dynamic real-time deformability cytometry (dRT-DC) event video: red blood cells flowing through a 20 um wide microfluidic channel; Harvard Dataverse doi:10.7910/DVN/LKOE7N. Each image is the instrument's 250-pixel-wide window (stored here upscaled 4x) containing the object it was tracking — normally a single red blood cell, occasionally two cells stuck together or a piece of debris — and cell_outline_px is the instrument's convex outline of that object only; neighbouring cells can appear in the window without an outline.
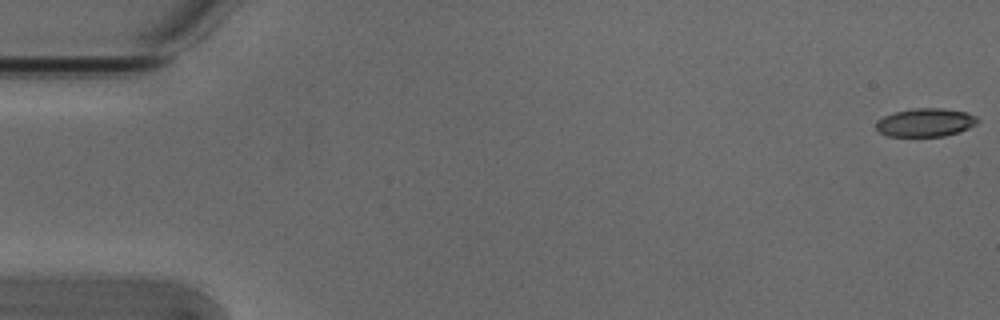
{"species": "Egyptian fruit bat (a non-hibernating species)", "species_latin": "Rousettus aegyptiacus", "temperature_condition": "cold", "stored_images_in_passage": 54, "camera_frame_rate_fps": 3000, "um_per_image_px": 0.085, "animal": {"sex": "male"}, "frame": {"image": 1, "passage_image": 1, "time_ms": 0.0, "image_size_px": [1000, 320], "cell_outline_px": [[980, 120], [976, 124], [960, 132], [944, 136], [888, 136], [880, 132], [876, 128], [876, 120], [884, 116], [896, 112], [912, 108], [944, 108], [964, 112], [976, 116]], "centroid_in_image_um": [78.67, 10.41], "position_along_channel_um": 6.3, "area_um2": 16.76}}
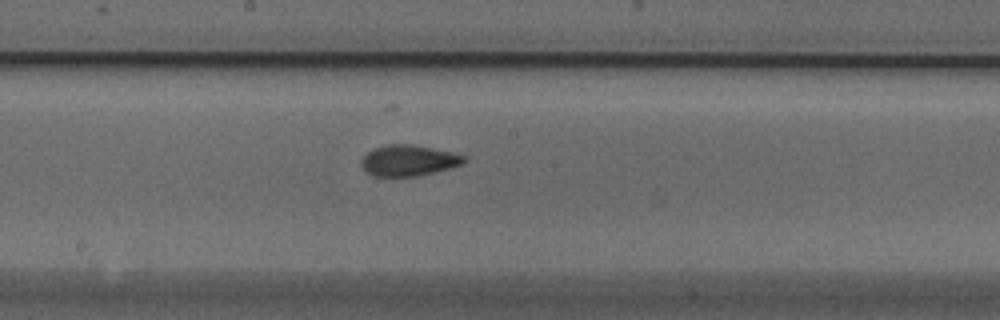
{"frame": {"image": 2, "passage_image": 29, "time_ms": 9.333, "image_size_px": [1000, 320], "cell_outline_px": [[468, 160], [464, 164], [452, 168], [420, 176], [372, 176], [360, 164], [360, 160], [372, 148], [388, 144], [412, 144], [452, 152], [464, 156]], "centroid_in_image_um": [34.76, 13.64], "position_along_channel_um": 213.4, "area_um2": 18.73}}
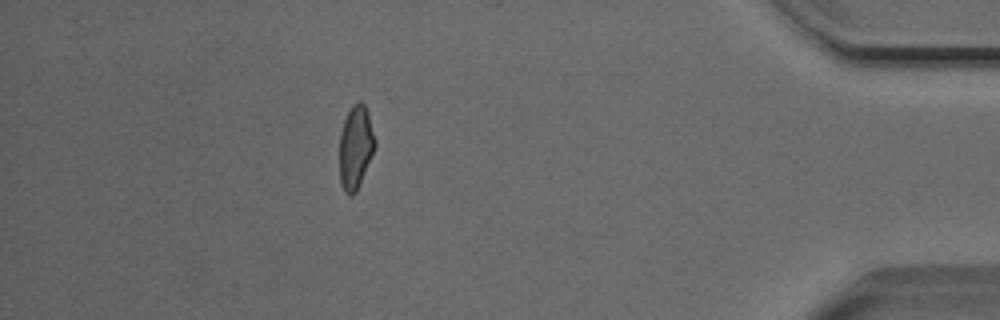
{"frame": {"image": 3, "passage_image": 48, "time_ms": 15.667, "image_size_px": [1000, 320], "cell_outline_px": [[376, 144], [360, 184], [356, 192], [352, 196], [348, 196], [344, 192], [340, 184], [340, 132], [344, 120], [352, 104], [356, 100], [360, 100], [364, 104], [368, 112], [376, 140]], "centroid_in_image_um": [30.22, 12.5], "position_along_channel_um": 405.0, "area_um2": 17.4}, "authors_computed_cell_mechanics": {"area_um2": 17.7735, "velocity_mm_per_s": 3.8256, "shape_relaxation_time_tau1_ms": 3.6581, "shape_relaxation_time_tau2_ms": 1.698, "deformation_change_tau1": 0.1345, "deformation_change_tau2": 0.0827}}